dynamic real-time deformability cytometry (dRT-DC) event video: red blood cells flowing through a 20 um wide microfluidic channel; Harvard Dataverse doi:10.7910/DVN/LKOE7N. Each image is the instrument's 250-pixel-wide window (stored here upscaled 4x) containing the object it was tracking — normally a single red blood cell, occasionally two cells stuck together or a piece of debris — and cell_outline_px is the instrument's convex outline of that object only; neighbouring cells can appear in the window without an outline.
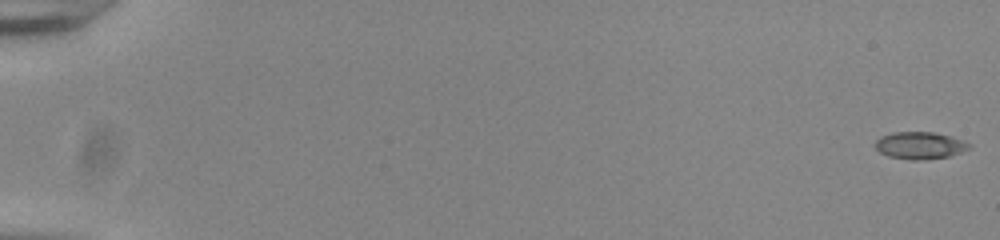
{"species": "common noctule bat (a hibernating species)", "species_latin": "Nyctalus noctula", "temperature_condition": "room temperature", "stored_images_in_passage": 55, "camera_frame_rate_fps": 3000, "um_per_image_px": 0.085, "animal": {"sex": "male", "body_mass_g": 20.0, "forearm_length_mm": 53.3}, "frame": {"image": 1, "passage_image": 1, "time_ms": 0.0, "image_size_px": [1000, 240], "cell_outline_px": [[972, 148], [948, 156], [920, 160], [912, 160], [888, 156], [880, 152], [876, 148], [876, 140], [880, 136], [892, 132], [932, 132], [948, 136], [972, 144]], "centroid_in_image_um": [78.17, 12.36], "position_along_channel_um": 6.8, "area_um2": 14.68}}
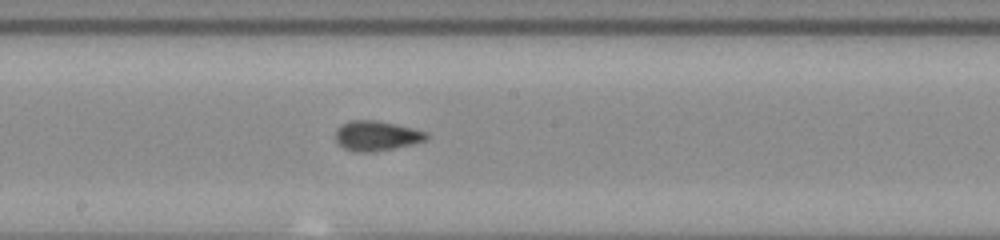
{"frame": {"image": 2, "passage_image": 32, "time_ms": 10.333, "image_size_px": [1000, 240], "cell_outline_px": [[428, 140], [412, 144], [372, 152], [352, 152], [344, 148], [336, 140], [336, 128], [340, 124], [352, 120], [376, 120], [396, 124], [428, 132]], "centroid_in_image_um": [32.0, 11.54], "position_along_channel_um": 216.2, "area_um2": 15.9}}
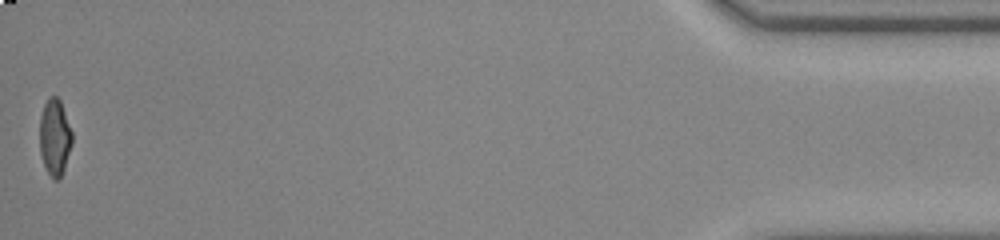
{"frame": {"image": 3, "passage_image": 55, "time_ms": 18.0, "image_size_px": [1000, 240], "cell_outline_px": [[72, 144], [60, 180], [52, 180], [40, 156], [40, 116], [44, 104], [48, 96], [56, 96], [60, 100], [72, 132]], "centroid_in_image_um": [4.65, 11.67], "position_along_channel_um": 430.6, "area_um2": 14.51}, "authors_computed_cell_mechanics": {"area_um2": 15.028, "velocity_mm_per_s": 3.8878, "shape_relaxation_time_tau1_ms": 4.7096, "shape_relaxation_time_tau2_ms": 1.0954, "deformation_change_tau1": 0.1486, "deformation_change_tau2": 0.0534}}